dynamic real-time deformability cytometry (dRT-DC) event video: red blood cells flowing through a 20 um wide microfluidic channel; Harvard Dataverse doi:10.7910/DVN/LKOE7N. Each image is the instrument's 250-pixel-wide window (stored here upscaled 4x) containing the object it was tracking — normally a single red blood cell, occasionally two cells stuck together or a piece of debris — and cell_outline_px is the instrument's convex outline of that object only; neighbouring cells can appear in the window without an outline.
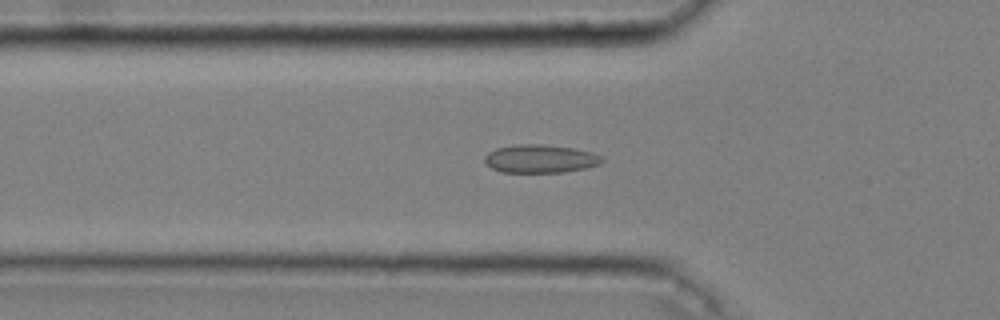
{"species": "common noctule bat (a hibernating species)", "species_latin": "Nyctalus noctula", "temperature_condition": "cold", "stored_images_in_passage": 53, "camera_frame_rate_fps": 3000, "um_per_image_px": 0.085, "animal": {"sex": "male", "body_mass_g": 20.4}, "frame": {"image": 1, "passage_image": 18, "time_ms": 5.667, "image_size_px": [1000, 320], "cell_outline_px": [[604, 160], [600, 164], [584, 168], [564, 172], [500, 172], [492, 168], [484, 160], [484, 156], [488, 152], [496, 148], [516, 144], [540, 144], [572, 148], [592, 152], [600, 156]], "centroid_in_image_um": [45.9, 13.49], "position_along_channel_um": 79.9, "area_um2": 19.19}}
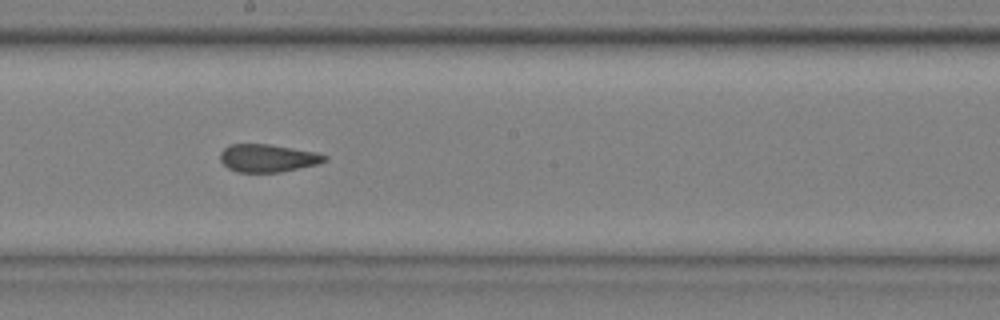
{"frame": {"image": 2, "passage_image": 30, "time_ms": 9.667, "image_size_px": [1000, 320], "cell_outline_px": [[328, 160], [320, 164], [280, 172], [236, 172], [228, 168], [220, 160], [220, 152], [228, 144], [268, 144], [316, 152], [328, 156]], "centroid_in_image_um": [22.77, 13.44], "position_along_channel_um": 225.4, "area_um2": 17.05}}
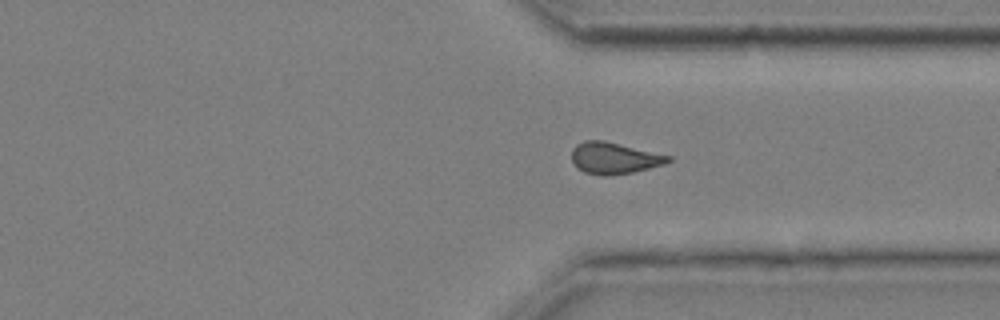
{"frame": {"image": 3, "passage_image": 41, "time_ms": 13.333, "image_size_px": [1000, 320], "cell_outline_px": [[672, 160], [664, 164], [632, 172], [604, 176], [600, 176], [584, 172], [576, 168], [572, 160], [572, 148], [576, 144], [584, 140], [604, 140], [672, 156]], "centroid_in_image_um": [52.17, 13.43], "position_along_channel_um": 359.2, "area_um2": 17.8}, "authors_computed_cell_mechanics": {"area_um2": 17.7446, "velocity_mm_per_s": 3.6348, "shape_relaxation_time_tau1_ms": null, "shape_relaxation_time_tau2_ms": 1.7132, "deformation_change_tau1": null, "deformation_change_tau2": 0.0712}}